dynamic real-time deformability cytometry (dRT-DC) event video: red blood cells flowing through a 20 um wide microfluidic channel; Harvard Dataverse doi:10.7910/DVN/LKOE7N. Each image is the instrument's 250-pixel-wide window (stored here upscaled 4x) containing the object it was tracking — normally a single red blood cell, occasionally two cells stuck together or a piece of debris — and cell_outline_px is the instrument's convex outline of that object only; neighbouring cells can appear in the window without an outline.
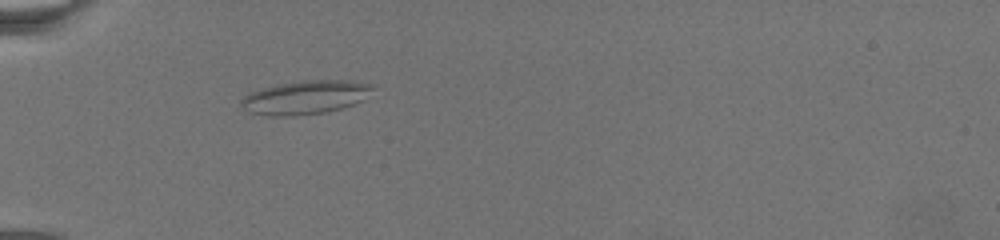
{"species": "common noctule bat (a hibernating species)", "species_latin": "Nyctalus noctula", "temperature_condition": "warm", "stored_images_in_passage": 41, "camera_frame_rate_fps": 3000, "um_per_image_px": 0.085, "animal": {"sex": "female", "body_mass_g": 19.5, "forearm_length_mm": 54.1}, "frame": {"image": 1, "passage_image": 1, "time_ms": 0.0, "image_size_px": [1000, 240], "cell_outline_px": [[372, 88], [364, 100], [340, 108], [324, 112], [292, 116], [268, 116], [248, 112], [240, 104], [240, 100], [248, 92], [276, 84], [304, 80], [352, 80], [372, 84]], "centroid_in_image_um": [25.9, 8.27], "position_along_channel_um": 59.1, "area_um2": 25.84}}
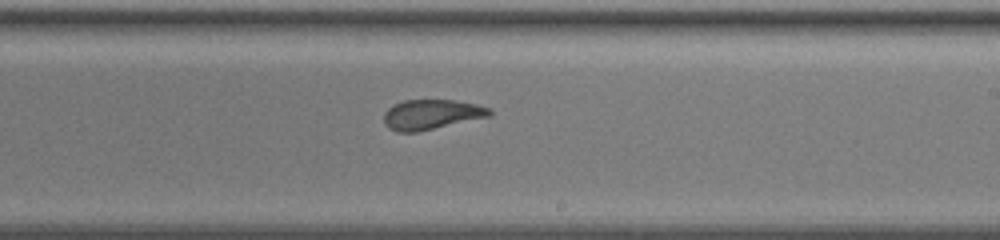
{"frame": {"image": 2, "passage_image": 20, "time_ms": 7.0, "image_size_px": [1000, 240], "cell_outline_px": [[492, 116], [416, 132], [396, 132], [388, 128], [384, 124], [384, 112], [388, 108], [404, 100], [456, 100], [476, 104], [492, 108]], "centroid_in_image_um": [36.69, 9.73], "position_along_channel_um": 252.3, "area_um2": 18.55}}
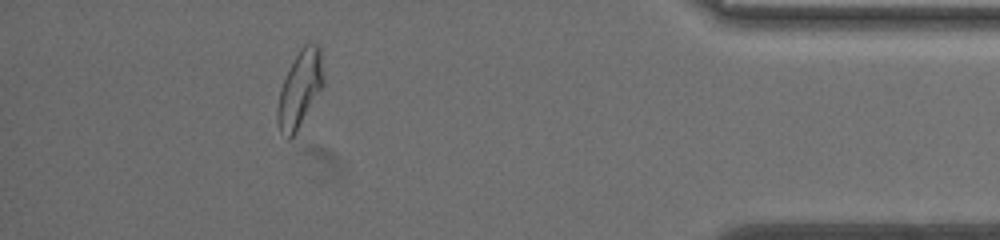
{"frame": {"image": 3, "passage_image": 36, "time_ms": 13.667, "image_size_px": [1000, 240], "cell_outline_px": [[324, 84], [296, 132], [288, 140], [280, 132], [276, 120], [276, 108], [280, 88], [300, 48], [304, 44], [316, 44], [320, 48], [324, 76]], "centroid_in_image_um": [25.47, 7.6], "position_along_channel_um": 409.7, "area_um2": 20.29}}